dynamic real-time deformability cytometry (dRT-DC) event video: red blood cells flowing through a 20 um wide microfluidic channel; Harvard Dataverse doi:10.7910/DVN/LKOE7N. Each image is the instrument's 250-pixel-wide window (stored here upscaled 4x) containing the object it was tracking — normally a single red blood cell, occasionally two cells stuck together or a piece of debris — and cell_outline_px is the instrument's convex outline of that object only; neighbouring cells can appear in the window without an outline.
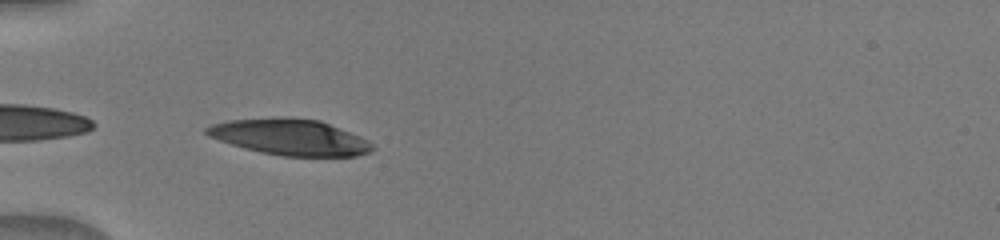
{"species": "human", "species_latin": "Homo sapiens", "temperature_condition": "warm", "stored_images_in_passage": 34, "camera_frame_rate_fps": 3000, "um_per_image_px": 0.085, "donor": {"sex": "male"}, "frame": {"image": 1, "passage_image": 1, "time_ms": 0.0, "image_size_px": [1000, 240], "cell_outline_px": [[376, 148], [368, 152], [356, 156], [284, 156], [260, 152], [244, 148], [208, 136], [204, 132], [204, 128], [212, 124], [228, 120], [272, 116], [292, 116], [320, 120], [360, 136], [368, 140]], "centroid_in_image_um": [24.63, 11.63], "position_along_channel_um": 60.4, "area_um2": 35.2}}